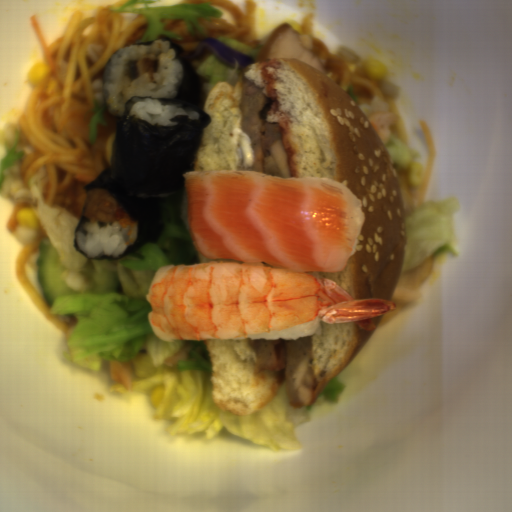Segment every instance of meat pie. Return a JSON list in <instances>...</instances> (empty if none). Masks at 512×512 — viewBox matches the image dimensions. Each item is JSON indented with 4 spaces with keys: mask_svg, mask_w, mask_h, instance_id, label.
<instances>
[{
    "mask_svg": "<svg viewBox=\"0 0 512 512\" xmlns=\"http://www.w3.org/2000/svg\"><path fill=\"white\" fill-rule=\"evenodd\" d=\"M248 341L259 367L285 372V398L295 407L311 406L314 392L311 334L297 340Z\"/></svg>",
    "mask_w": 512,
    "mask_h": 512,
    "instance_id": "meat-pie-2",
    "label": "meat pie"
},
{
    "mask_svg": "<svg viewBox=\"0 0 512 512\" xmlns=\"http://www.w3.org/2000/svg\"><path fill=\"white\" fill-rule=\"evenodd\" d=\"M273 104L274 99L256 83H241L240 123L250 142L255 171L292 178L279 127L268 121Z\"/></svg>",
    "mask_w": 512,
    "mask_h": 512,
    "instance_id": "meat-pie-1",
    "label": "meat pie"
}]
</instances>
